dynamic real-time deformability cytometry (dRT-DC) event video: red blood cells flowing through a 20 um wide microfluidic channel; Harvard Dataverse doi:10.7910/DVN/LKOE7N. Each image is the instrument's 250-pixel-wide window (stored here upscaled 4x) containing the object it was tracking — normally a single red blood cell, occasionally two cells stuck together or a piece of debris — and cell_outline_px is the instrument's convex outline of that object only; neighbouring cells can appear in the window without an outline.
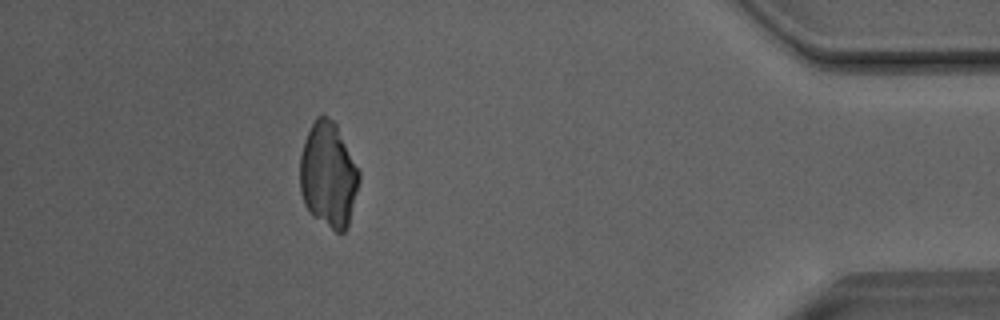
{"species": "Egyptian fruit bat (a non-hibernating species)", "species_latin": "Rousettus aegyptiacus", "temperature_condition": "room temperature", "stored_images_in_passage": 50, "camera_frame_rate_fps": 3000, "um_per_image_px": 0.085, "animal": {"sex": "male"}, "frame": {"image": 1, "passage_image": 45, "time_ms": 14.667, "image_size_px": [1000, 320], "cell_outline_px": [[360, 180], [348, 228], [344, 232], [336, 232], [312, 216], [308, 212], [304, 204], [300, 192], [300, 156], [304, 140], [316, 116], [324, 116], [332, 120], [336, 124], [360, 172]], "centroid_in_image_um": [27.9, 14.91], "position_along_channel_um": 407.3, "area_um2": 36.41}}